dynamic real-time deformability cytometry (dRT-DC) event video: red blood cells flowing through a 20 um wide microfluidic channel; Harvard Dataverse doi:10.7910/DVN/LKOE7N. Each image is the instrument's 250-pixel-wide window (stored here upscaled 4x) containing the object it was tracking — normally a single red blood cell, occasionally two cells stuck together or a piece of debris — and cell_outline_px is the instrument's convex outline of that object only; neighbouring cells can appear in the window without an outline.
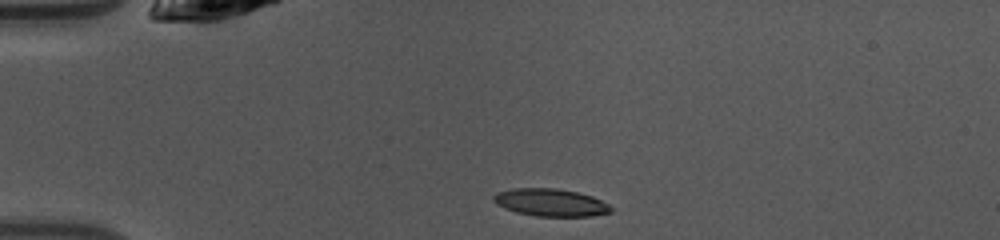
{"species": "common noctule bat (a hibernating species)", "species_latin": "Nyctalus noctula", "temperature_condition": "warm", "stored_images_in_passage": 38, "camera_frame_rate_fps": 3000, "um_per_image_px": 0.085, "animal": {"sex": "female", "body_mass_g": 10.0, "forearm_length_mm": 53.1}, "frame": {"image": 1, "passage_image": 1, "time_ms": 0.0, "image_size_px": [1000, 240], "cell_outline_px": [[616, 208], [612, 212], [592, 216], [536, 216], [516, 212], [504, 208], [496, 204], [492, 200], [492, 196], [496, 192], [512, 188], [556, 188], [576, 192], [592, 196]], "centroid_in_image_um": [46.79, 17.21], "position_along_channel_um": 38.2, "area_um2": 19.02}}
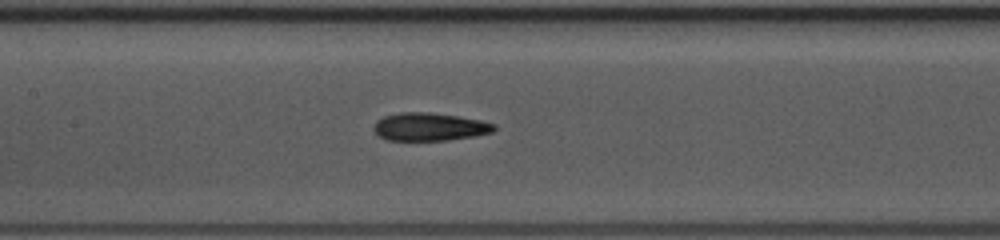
{"frame": {"image": 2, "passage_image": 13, "time_ms": 4.0, "image_size_px": [1000, 240], "cell_outline_px": [[496, 128], [492, 132], [476, 136], [448, 140], [388, 140], [380, 136], [372, 128], [376, 120], [384, 116], [400, 112], [432, 112], [460, 116], [480, 120], [496, 124]], "centroid_in_image_um": [36.53, 10.77], "position_along_channel_um": 170.9, "area_um2": 19.77}}
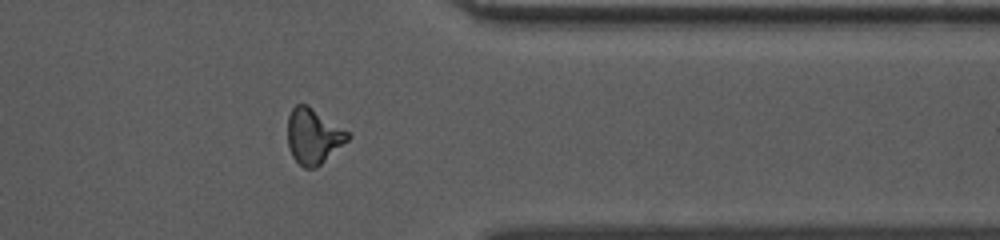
{"frame": {"image": 3, "passage_image": 29, "time_ms": 9.333, "image_size_px": [1000, 240], "cell_outline_px": [[352, 136], [348, 140], [316, 168], [304, 168], [292, 156], [288, 144], [288, 116], [292, 108], [296, 104], [308, 104], [348, 132]], "centroid_in_image_um": [26.62, 11.56], "position_along_channel_um": 384.8, "area_um2": 19.25}, "authors_computed_cell_mechanics": {"area_um2": 19.1896, "velocity_mm_per_s": 4.1448, "shape_relaxation_time_tau1_ms": 3.6746, "shape_relaxation_time_tau2_ms": 2.5547, "deformation_change_tau1": 0.1595, "deformation_change_tau2": 0.1141}}